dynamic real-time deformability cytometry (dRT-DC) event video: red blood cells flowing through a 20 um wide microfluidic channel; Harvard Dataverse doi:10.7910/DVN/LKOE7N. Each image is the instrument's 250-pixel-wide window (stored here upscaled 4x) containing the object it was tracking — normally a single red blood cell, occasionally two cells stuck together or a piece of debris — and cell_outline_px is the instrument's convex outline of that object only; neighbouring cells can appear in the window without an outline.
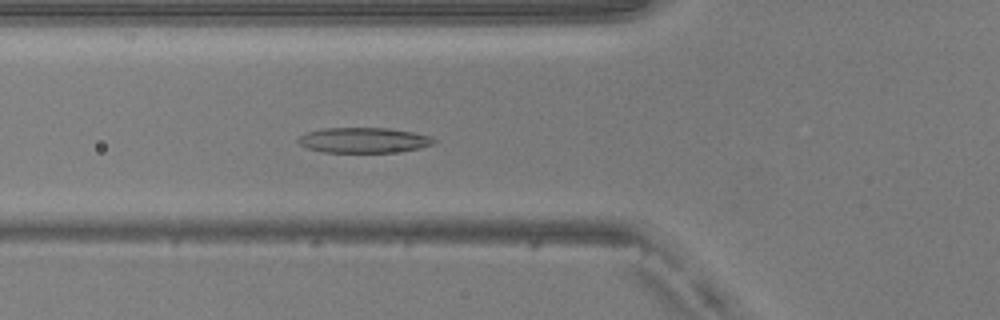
{"species": "common noctule bat (a hibernating species)", "species_latin": "Nyctalus noctula", "temperature_condition": "warm", "stored_images_in_passage": 49, "camera_frame_rate_fps": 3000, "um_per_image_px": 0.085, "animal": {"sex": "male", "body_mass_g": 20.5, "forearm_length_mm": 52.5}, "frame": {"image": 1, "passage_image": 18, "time_ms": 5.667, "image_size_px": [1000, 320], "cell_outline_px": [[436, 140], [432, 144], [420, 148], [392, 152], [324, 152], [308, 148], [300, 144], [296, 140], [304, 132], [324, 128], [388, 128], [412, 132], [432, 136]], "centroid_in_image_um": [30.89, 11.91], "position_along_channel_um": 94.9, "area_um2": 19.94}}
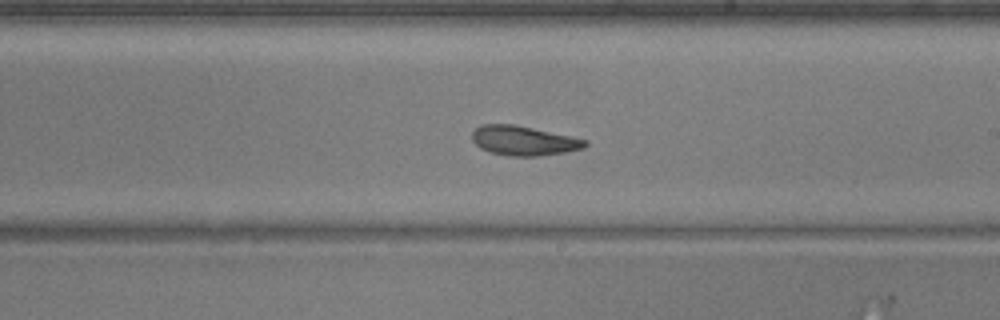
{"frame": {"image": 2, "passage_image": 29, "time_ms": 9.333, "image_size_px": [1000, 320], "cell_outline_px": [[588, 144], [584, 148], [568, 152], [540, 156], [512, 156], [488, 152], [480, 148], [472, 140], [472, 132], [480, 124], [512, 124], [572, 136], [588, 140]], "centroid_in_image_um": [44.53, 11.96], "position_along_channel_um": 244.5, "area_um2": 19.59}}
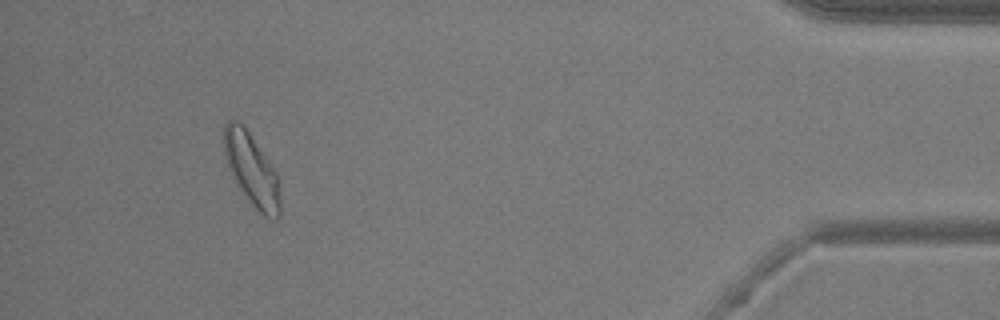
{"frame": {"image": 3, "passage_image": 46, "time_ms": 15.0, "image_size_px": [1000, 320], "cell_outline_px": [[280, 216], [276, 220], [272, 220], [264, 216], [252, 204], [236, 184], [232, 176], [224, 156], [224, 124], [228, 120], [236, 120], [244, 124], [276, 172], [280, 200]], "centroid_in_image_um": [21.38, 14.41], "position_along_channel_um": 413.8, "area_um2": 23.58}, "authors_computed_cell_mechanics": {"area_um2": 20.9236, "velocity_mm_per_s": 4.0702, "shape_relaxation_time_tau1_ms": 6.3165, "shape_relaxation_time_tau2_ms": 3.4053, "deformation_change_tau1": 0.1994, "deformation_change_tau2": 0.1089}}